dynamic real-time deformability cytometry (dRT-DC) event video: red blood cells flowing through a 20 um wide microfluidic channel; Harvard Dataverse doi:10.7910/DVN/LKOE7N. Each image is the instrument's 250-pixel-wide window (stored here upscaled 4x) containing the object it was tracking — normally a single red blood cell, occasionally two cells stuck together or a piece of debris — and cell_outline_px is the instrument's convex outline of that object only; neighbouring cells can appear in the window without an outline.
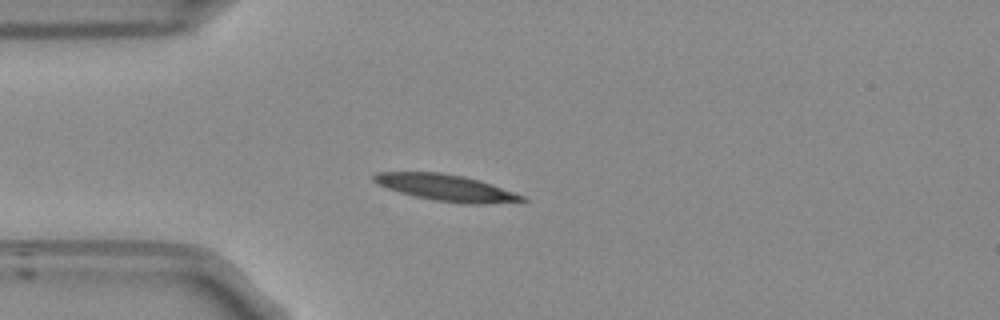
{"species": "Egyptian fruit bat (a non-hibernating species)", "species_latin": "Rousettus aegyptiacus", "temperature_condition": "room temperature", "stored_images_in_passage": 41, "camera_frame_rate_fps": 3000, "um_per_image_px": 0.085, "frame": {"image": 1, "passage_image": 1, "time_ms": 0.0, "image_size_px": [1000, 320], "cell_outline_px": [[528, 200], [488, 204], [460, 204], [432, 200], [412, 196], [376, 184], [372, 180], [372, 176], [376, 172], [440, 172], [464, 176], [480, 180], [524, 196]], "centroid_in_image_um": [37.88, 15.96], "position_along_channel_um": 47.1, "area_um2": 23.0}}
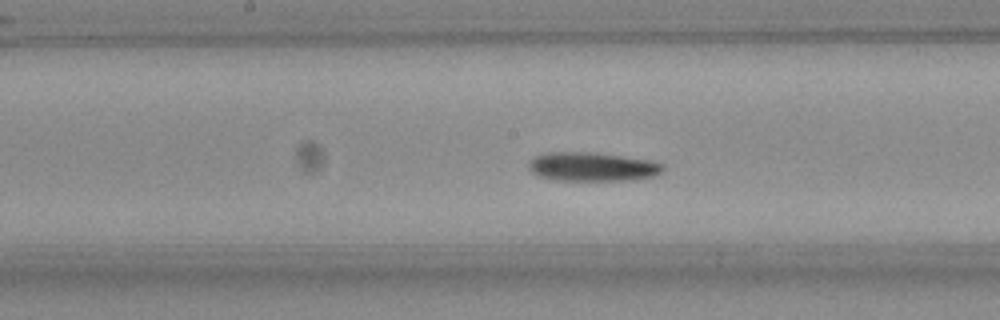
{"frame": {"image": 2, "passage_image": 14, "time_ms": 4.333, "image_size_px": [1000, 320], "cell_outline_px": [[664, 168], [660, 172], [652, 176], [632, 180], [556, 180], [540, 176], [532, 172], [528, 164], [536, 156], [552, 152], [592, 152], [648, 160], [664, 164]], "centroid_in_image_um": [50.35, 14.17], "position_along_channel_um": 197.8, "area_um2": 22.2}}
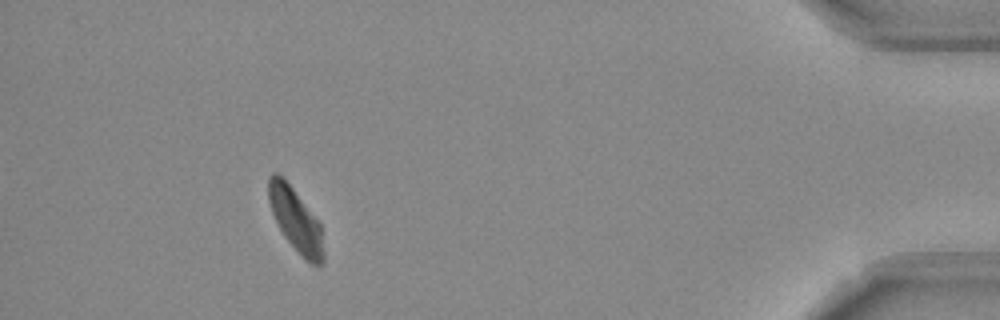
{"frame": {"image": 3, "passage_image": 36, "time_ms": 11.667, "image_size_px": [1000, 320], "cell_outline_px": [[324, 264], [312, 264], [304, 260], [284, 236], [272, 212], [268, 200], [268, 176], [272, 172], [276, 172], [292, 188], [320, 224], [324, 252]], "centroid_in_image_um": [25.13, 18.73], "position_along_channel_um": 410.1, "area_um2": 19.88}, "authors_computed_cell_mechanics": {"area_um2": 21.386, "velocity_mm_per_s": 3.7601, "shape_relaxation_time_tau1_ms": 5.5092, "shape_relaxation_time_tau2_ms": null, "deformation_change_tau1": 0.1668, "deformation_change_tau2": null}}